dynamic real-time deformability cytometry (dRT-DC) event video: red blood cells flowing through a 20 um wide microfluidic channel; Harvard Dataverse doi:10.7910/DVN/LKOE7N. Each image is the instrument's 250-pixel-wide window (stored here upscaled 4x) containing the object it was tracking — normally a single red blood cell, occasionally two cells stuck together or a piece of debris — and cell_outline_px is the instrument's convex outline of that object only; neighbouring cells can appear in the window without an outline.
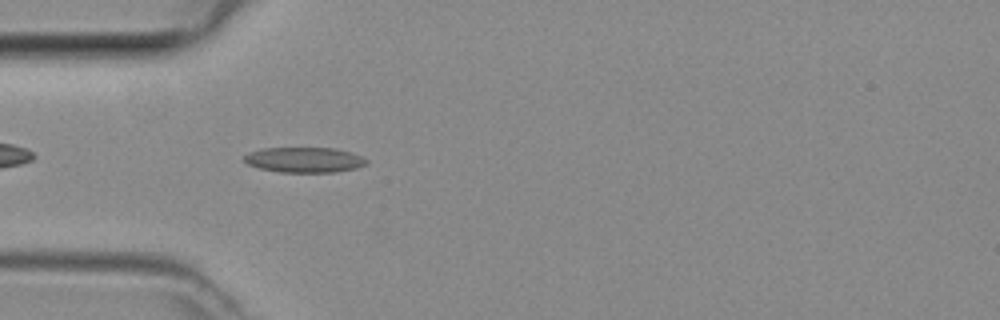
{"species": "common noctule bat (a hibernating species)", "species_latin": "Nyctalus noctula", "temperature_condition": "room temperature", "stored_images_in_passage": 36, "camera_frame_rate_fps": 3000, "um_per_image_px": 0.085, "animal": {"sex": "female", "body_mass_g": 29.2, "forearm_length_mm": 56.3}, "frame": {"image": 1, "passage_image": 3, "time_ms": 0.667, "image_size_px": [1000, 320], "cell_outline_px": [[368, 160], [364, 164], [356, 168], [336, 172], [280, 172], [260, 168], [248, 164], [244, 160], [244, 156], [248, 152], [264, 148], [336, 148], [352, 152]], "centroid_in_image_um": [25.86, 13.58], "position_along_channel_um": 59.1, "area_um2": 17.92}}
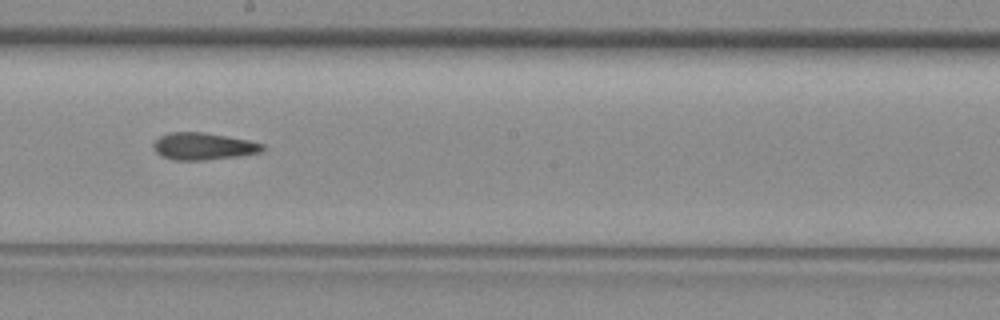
{"frame": {"image": 2, "passage_image": 15, "time_ms": 4.667, "image_size_px": [1000, 320], "cell_outline_px": [[264, 148], [260, 152], [236, 156], [204, 160], [172, 160], [160, 156], [152, 148], [152, 144], [160, 136], [168, 132], [204, 132], [248, 140], [264, 144]], "centroid_in_image_um": [17.22, 12.43], "position_along_channel_um": 231.0, "area_um2": 17.22}}
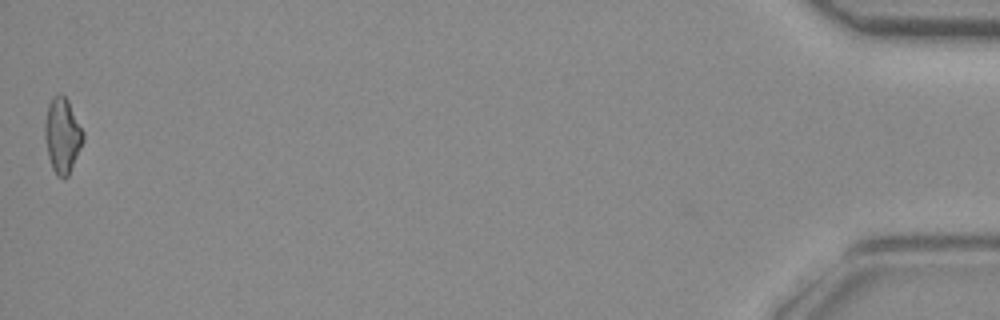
{"frame": {"image": 3, "passage_image": 36, "time_ms": 11.667, "image_size_px": [1000, 320], "cell_outline_px": [[84, 140], [68, 176], [64, 180], [56, 176], [52, 168], [48, 156], [44, 136], [44, 124], [48, 104], [52, 96], [60, 92], [68, 100], [84, 132]], "centroid_in_image_um": [5.29, 11.51], "position_along_channel_um": 429.9, "area_um2": 16.99}}